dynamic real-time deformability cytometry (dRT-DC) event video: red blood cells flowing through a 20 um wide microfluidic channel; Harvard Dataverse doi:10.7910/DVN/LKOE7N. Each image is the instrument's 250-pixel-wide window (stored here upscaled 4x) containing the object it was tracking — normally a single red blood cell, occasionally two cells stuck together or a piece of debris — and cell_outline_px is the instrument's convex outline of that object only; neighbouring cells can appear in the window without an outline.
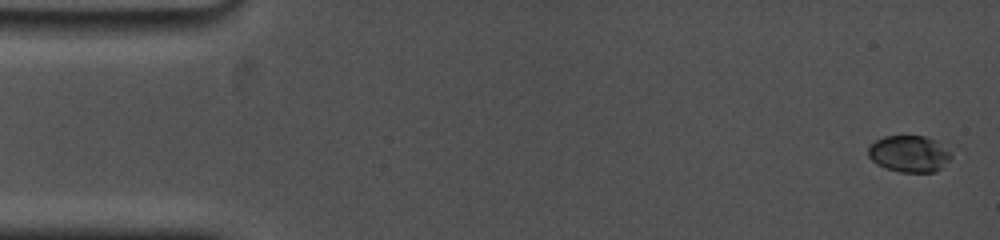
{"species": "common noctule bat (a hibernating species)", "species_latin": "Nyctalus noctula", "temperature_condition": "cold", "stored_images_in_passage": 5, "camera_frame_rate_fps": 5000, "um_per_image_px": 0.085, "animal": {"sex": "female", "body_mass_g": 19.0, "forearm_length_mm": 53.3}, "frame": {"image": 1, "passage_image": 1, "time_ms": 0.0, "image_size_px": [1000, 240], "cell_outline_px": [[964, 148], [936, 172], [900, 172], [876, 164], [868, 156], [868, 144], [884, 136], [924, 136], [956, 144]], "centroid_in_image_um": [77.53, 13.03], "position_along_channel_um": 7.5, "area_um2": 19.19}}
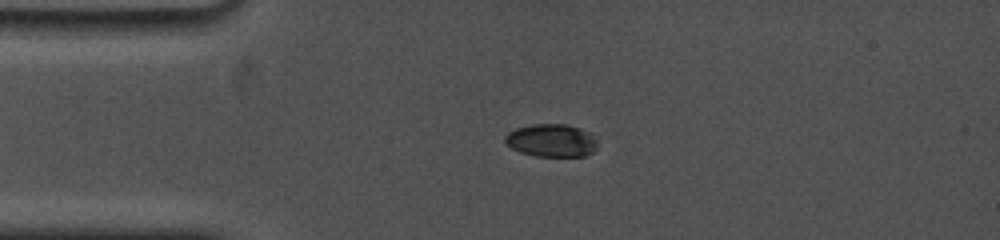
{"frame": {"image": 2, "passage_image": 4, "time_ms": 3.6, "image_size_px": [1000, 240], "cell_outline_px": [[596, 144], [592, 152], [584, 156], [536, 156], [520, 152], [512, 148], [504, 140], [504, 136], [508, 132], [516, 128], [532, 124], [564, 124], [580, 128], [588, 132], [596, 140]], "centroid_in_image_um": [46.84, 11.93], "position_along_channel_um": 38.2, "area_um2": 17.51}}